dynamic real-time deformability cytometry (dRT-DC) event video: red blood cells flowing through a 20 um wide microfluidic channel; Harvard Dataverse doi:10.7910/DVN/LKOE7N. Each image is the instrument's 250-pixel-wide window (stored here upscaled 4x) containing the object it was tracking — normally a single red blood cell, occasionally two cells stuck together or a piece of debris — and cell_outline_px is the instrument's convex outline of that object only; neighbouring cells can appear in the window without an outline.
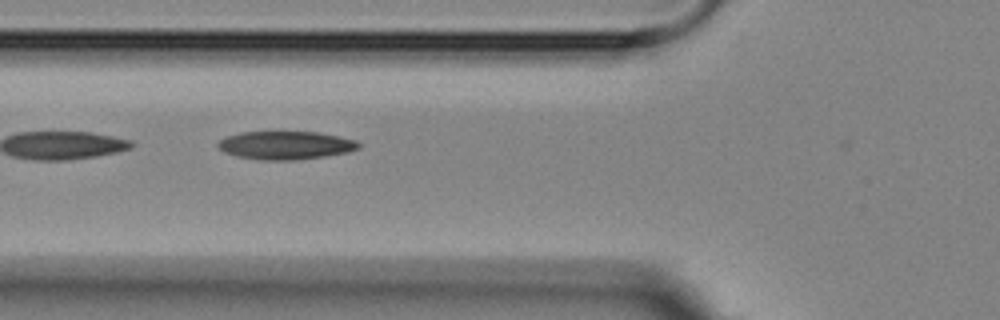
{"species": "Egyptian fruit bat (a non-hibernating species)", "species_latin": "Rousettus aegyptiacus", "temperature_condition": "room temperature", "stored_images_in_passage": 6, "camera_frame_rate_fps": 3000, "um_per_image_px": 0.085, "animal": {"sex": "female"}, "frame": {"image": 1, "passage_image": 6, "time_ms": 5.667, "image_size_px": [1000, 320], "cell_outline_px": [[360, 148], [348, 152], [324, 156], [292, 160], [260, 160], [236, 156], [224, 152], [216, 144], [220, 140], [228, 136], [240, 132], [320, 132], [340, 136], [356, 140], [360, 144]], "centroid_in_image_um": [24.29, 12.34], "position_along_channel_um": 101.5, "area_um2": 23.12}}